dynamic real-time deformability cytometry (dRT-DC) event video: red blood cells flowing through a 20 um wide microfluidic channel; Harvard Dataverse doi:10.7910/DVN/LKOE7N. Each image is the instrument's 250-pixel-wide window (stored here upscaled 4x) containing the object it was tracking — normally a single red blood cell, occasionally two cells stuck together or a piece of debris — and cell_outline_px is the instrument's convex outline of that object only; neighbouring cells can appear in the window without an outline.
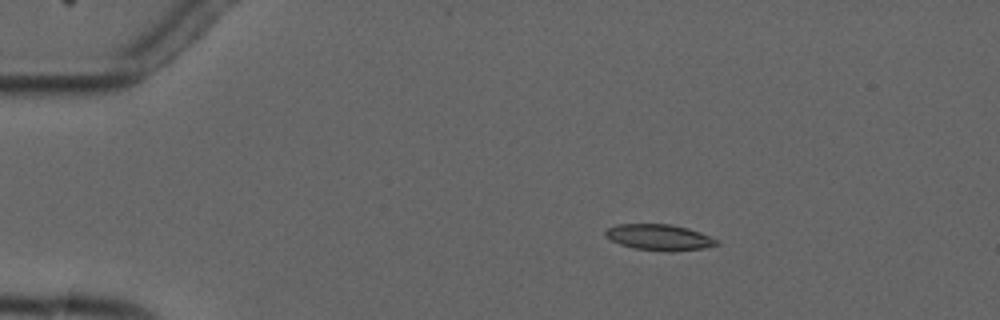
{"species": "common noctule bat (a hibernating species)", "species_latin": "Nyctalus noctula", "temperature_condition": "cold", "stored_images_in_passage": 4, "camera_frame_rate_fps": 3000, "um_per_image_px": 0.085, "animal": {"sex": "male", "forearm_length_mm": 52.5}, "frame": {"image": 1, "passage_image": 2, "time_ms": 2.333, "image_size_px": [1000, 320], "cell_outline_px": [[720, 244], [704, 248], [636, 248], [620, 244], [604, 236], [604, 232], [608, 228], [616, 224], [672, 224], [688, 228], [700, 232], [720, 240]], "centroid_in_image_um": [56.02, 20.1], "position_along_channel_um": 29.0, "area_um2": 15.95}}